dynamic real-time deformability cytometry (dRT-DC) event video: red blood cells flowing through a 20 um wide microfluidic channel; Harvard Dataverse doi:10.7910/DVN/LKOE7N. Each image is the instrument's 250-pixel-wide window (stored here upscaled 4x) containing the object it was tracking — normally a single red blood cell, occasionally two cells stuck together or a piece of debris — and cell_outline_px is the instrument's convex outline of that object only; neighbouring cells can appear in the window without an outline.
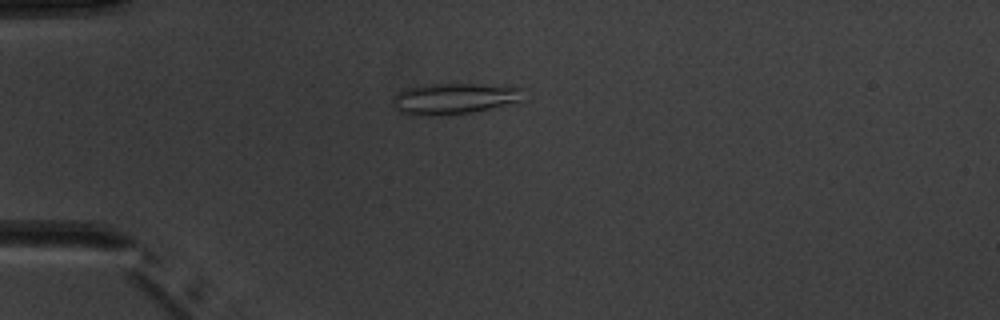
{"species": "common noctule bat (a hibernating species)", "species_latin": "Nyctalus noctula", "temperature_condition": "warm", "stored_images_in_passage": 5, "camera_frame_rate_fps": 3000, "um_per_image_px": 0.085, "animal": {"sex": "male", "body_mass_g": 20.1, "forearm_length_mm": 53.5}, "frame": {"image": 1, "passage_image": 3, "time_ms": 3.0, "image_size_px": [1000, 320], "cell_outline_px": [[524, 88], [520, 100], [472, 112], [432, 116], [416, 116], [400, 112], [392, 104], [392, 100], [400, 92], [408, 88], [428, 84], [480, 84]], "centroid_in_image_um": [38.54, 8.38], "position_along_channel_um": 46.5, "area_um2": 23.18}}
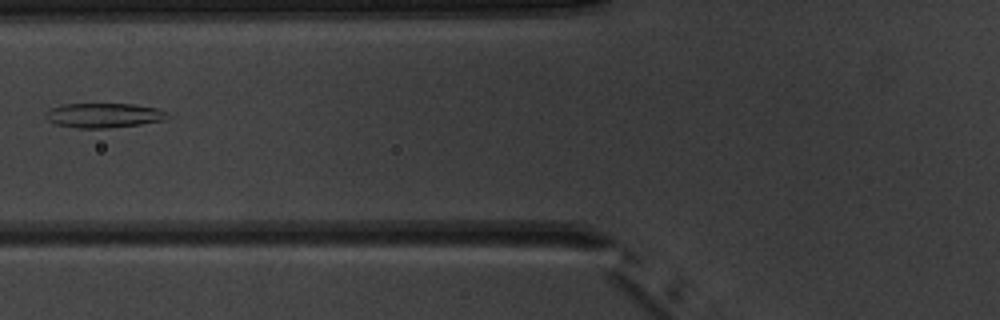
{"frame": {"image": 2, "passage_image": 5, "time_ms": 5.333, "image_size_px": [1000, 320], "cell_outline_px": [[168, 116], [164, 120], [140, 124], [108, 128], [76, 128], [56, 124], [48, 120], [44, 116], [52, 108], [64, 104], [136, 104], [160, 108], [168, 112]], "centroid_in_image_um": [8.87, 9.8], "position_along_channel_um": 116.9, "area_um2": 17.46}}